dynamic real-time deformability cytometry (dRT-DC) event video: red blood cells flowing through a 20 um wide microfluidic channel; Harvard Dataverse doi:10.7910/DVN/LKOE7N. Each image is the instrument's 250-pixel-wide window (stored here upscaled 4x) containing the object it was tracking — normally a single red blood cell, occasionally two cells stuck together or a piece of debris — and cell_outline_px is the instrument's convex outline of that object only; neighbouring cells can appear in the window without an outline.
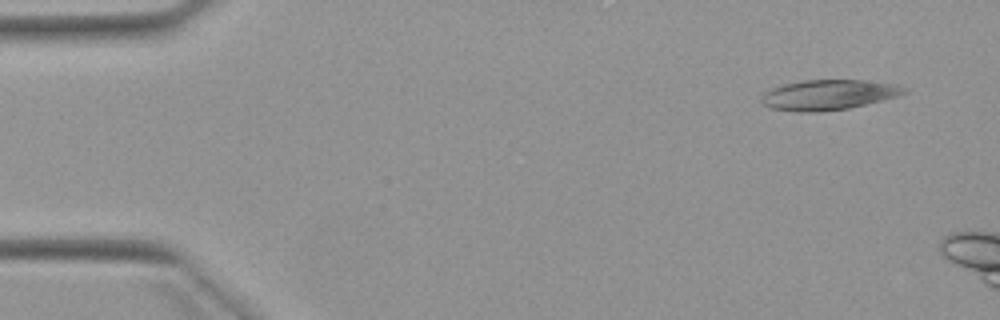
{"species": "Egyptian fruit bat (a non-hibernating species)", "species_latin": "Rousettus aegyptiacus", "temperature_condition": "warm", "stored_images_in_passage": 4, "camera_frame_rate_fps": 3000, "um_per_image_px": 0.085, "animal": {"sex": "female"}, "frame": {"image": 1, "passage_image": 1, "time_ms": 0.0, "image_size_px": [1000, 320], "cell_outline_px": [[908, 92], [900, 96], [848, 108], [820, 112], [796, 112], [772, 108], [764, 104], [760, 100], [764, 92], [772, 88], [784, 84], [804, 80], [864, 80], [896, 84], [908, 88]], "centroid_in_image_um": [70.46, 8.06], "position_along_channel_um": 14.5, "area_um2": 25.2}}